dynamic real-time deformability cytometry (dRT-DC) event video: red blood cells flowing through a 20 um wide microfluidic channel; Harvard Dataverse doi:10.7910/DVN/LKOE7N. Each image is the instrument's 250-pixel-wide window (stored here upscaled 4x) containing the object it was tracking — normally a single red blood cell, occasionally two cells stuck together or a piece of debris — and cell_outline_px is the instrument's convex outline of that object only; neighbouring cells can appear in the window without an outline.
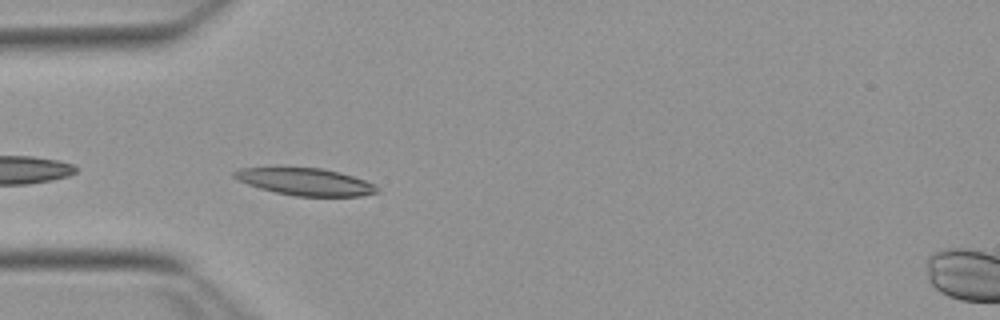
{"species": "Egyptian fruit bat (a non-hibernating species)", "species_latin": "Rousettus aegyptiacus", "temperature_condition": "warm", "stored_images_in_passage": 9, "camera_frame_rate_fps": 3000, "um_per_image_px": 0.085, "animal": {"sex": "female"}, "frame": {"image": 1, "passage_image": 2, "time_ms": 0.333, "image_size_px": [1000, 320], "cell_outline_px": [[380, 188], [376, 192], [360, 196], [296, 196], [276, 192], [260, 188], [236, 180], [232, 176], [232, 172], [240, 168], [320, 168], [340, 172], [376, 184]], "centroid_in_image_um": [25.95, 15.45], "position_along_channel_um": 59.0, "area_um2": 22.43}}
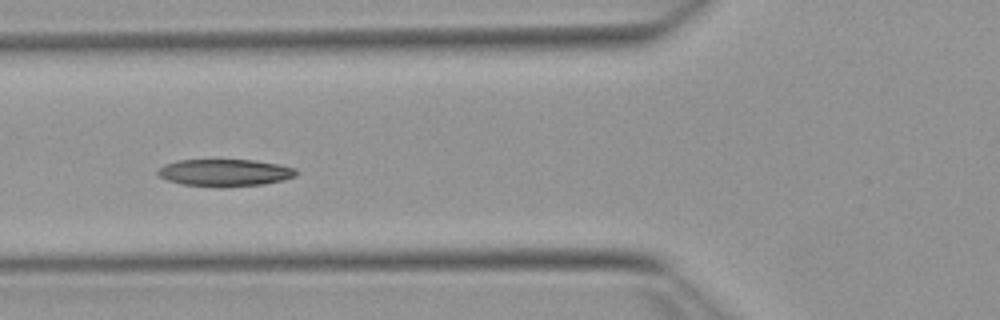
{"frame": {"image": 2, "passage_image": 6, "time_ms": 1.667, "image_size_px": [1000, 320], "cell_outline_px": [[300, 172], [296, 176], [284, 180], [264, 184], [220, 188], [180, 184], [168, 180], [160, 176], [156, 172], [164, 164], [176, 160], [256, 160], [280, 164], [296, 168]], "centroid_in_image_um": [19.16, 14.68], "position_along_channel_um": 106.6, "area_um2": 22.31}}